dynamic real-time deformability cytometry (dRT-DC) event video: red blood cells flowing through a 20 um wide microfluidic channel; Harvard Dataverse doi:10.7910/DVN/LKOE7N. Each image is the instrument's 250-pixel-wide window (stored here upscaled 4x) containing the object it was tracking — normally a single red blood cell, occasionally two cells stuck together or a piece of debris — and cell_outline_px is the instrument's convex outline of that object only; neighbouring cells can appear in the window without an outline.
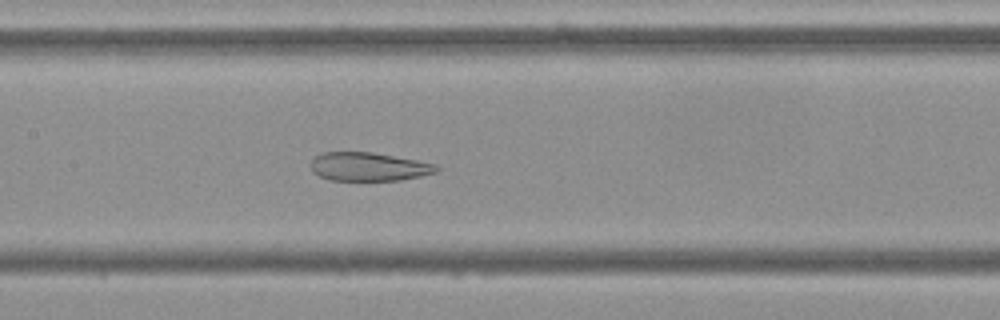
{"species": "Egyptian fruit bat (a non-hibernating species)", "species_latin": "Rousettus aegyptiacus", "temperature_condition": "cold", "stored_images_in_passage": 54, "camera_frame_rate_fps": 3000, "um_per_image_px": 0.085, "frame": {"image": 1, "passage_image": 25, "time_ms": 8.0, "image_size_px": [1000, 320], "cell_outline_px": [[440, 168], [436, 172], [420, 176], [400, 180], [328, 180], [312, 172], [312, 160], [316, 156], [324, 152], [372, 152], [416, 160], [436, 164]], "centroid_in_image_um": [31.34, 14.17], "position_along_channel_um": 176.1, "area_um2": 20.75}}
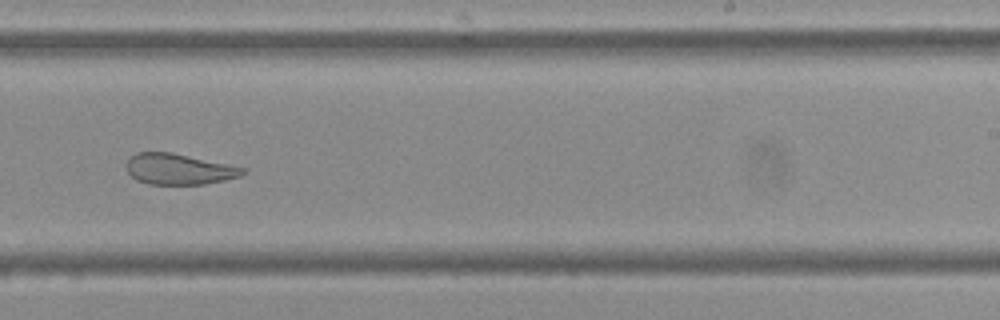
{"frame": {"image": 2, "passage_image": 33, "time_ms": 10.667, "image_size_px": [1000, 320], "cell_outline_px": [[248, 172], [240, 176], [224, 180], [204, 184], [148, 184], [136, 180], [128, 172], [124, 164], [136, 152], [172, 152], [248, 168]], "centroid_in_image_um": [15.23, 14.37], "position_along_channel_um": 273.8, "area_um2": 21.1}}
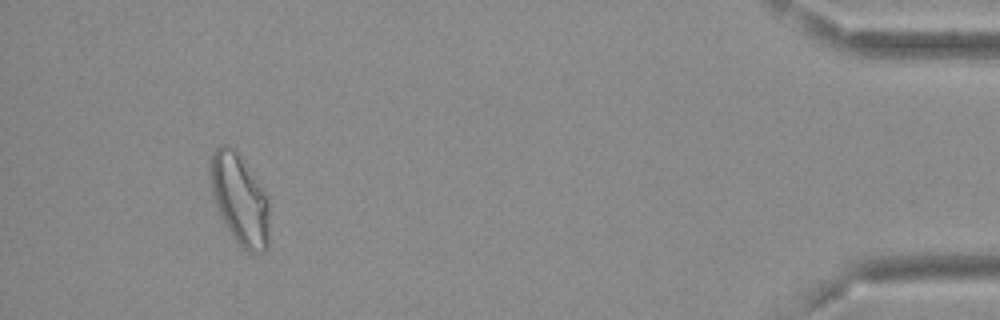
{"frame": {"image": 3, "passage_image": 50, "time_ms": 16.333, "image_size_px": [1000, 320], "cell_outline_px": [[268, 248], [264, 252], [248, 252], [240, 248], [224, 224], [216, 204], [212, 192], [208, 164], [212, 152], [220, 144], [228, 144], [236, 148], [264, 192], [268, 200]], "centroid_in_image_um": [20.34, 16.92], "position_along_channel_um": 414.9, "area_um2": 31.39}, "authors_computed_cell_mechanics": {"area_um2": 27.6284, "velocity_mm_per_s": 3.6736, "shape_relaxation_time_tau1_ms": null, "shape_relaxation_time_tau2_ms": 2.7043, "deformation_change_tau1": null, "deformation_change_tau2": 0.1089}}